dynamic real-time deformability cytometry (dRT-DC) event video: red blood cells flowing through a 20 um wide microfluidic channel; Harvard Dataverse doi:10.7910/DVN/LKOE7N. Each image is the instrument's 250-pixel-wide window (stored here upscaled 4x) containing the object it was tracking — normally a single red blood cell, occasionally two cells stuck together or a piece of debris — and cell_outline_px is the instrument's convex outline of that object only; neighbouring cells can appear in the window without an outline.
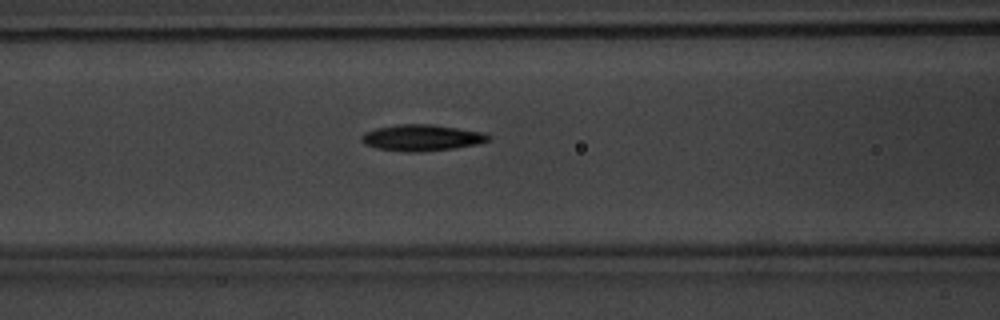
{"species": "common noctule bat (a hibernating species)", "species_latin": "Nyctalus noctula", "temperature_condition": "warm", "stored_images_in_passage": 8, "segment_of_instrument_passage": [2, 2], "camera_frame_rate_fps": 3000, "um_per_image_px": 0.085, "animal": {"sex": "male", "body_mass_g": 20.1, "forearm_length_mm": 53.5}, "frame": {"image": 1, "passage_image": 8, "time_ms": 9.0, "image_size_px": [1000, 320], "cell_outline_px": [[492, 136], [488, 140], [476, 144], [452, 148], [420, 152], [404, 152], [376, 148], [364, 144], [360, 140], [360, 136], [364, 132], [376, 128], [396, 124], [432, 124], [484, 132]], "centroid_in_image_um": [35.8, 11.7], "position_along_channel_um": 130.8, "area_um2": 19.54}}